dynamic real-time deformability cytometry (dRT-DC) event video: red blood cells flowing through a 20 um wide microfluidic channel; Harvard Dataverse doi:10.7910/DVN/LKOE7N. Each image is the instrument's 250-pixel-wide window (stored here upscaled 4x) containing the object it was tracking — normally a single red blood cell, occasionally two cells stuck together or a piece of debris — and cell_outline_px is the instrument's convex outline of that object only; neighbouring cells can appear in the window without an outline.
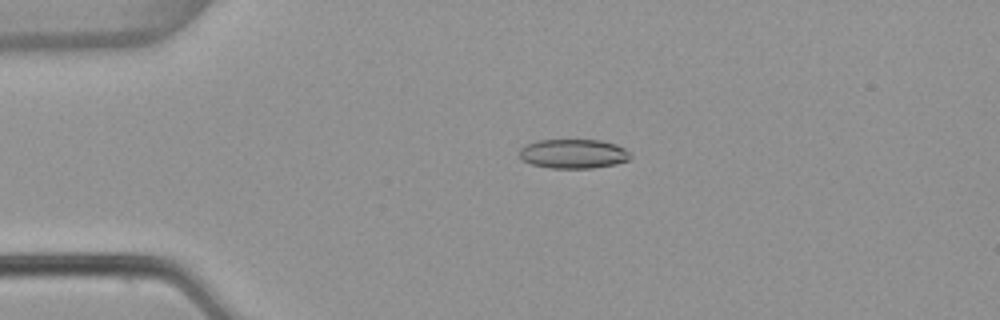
{"species": "common noctule bat (a hibernating species)", "species_latin": "Nyctalus noctula", "temperature_condition": "warm", "stored_images_in_passage": 53, "camera_frame_rate_fps": 3000, "um_per_image_px": 0.085, "animal": {"sex": "female", "body_mass_g": 22.7, "forearm_length_mm": 54.2}, "frame": {"image": 1, "passage_image": 12, "time_ms": 3.667, "image_size_px": [1000, 320], "cell_outline_px": [[632, 156], [628, 160], [616, 164], [592, 168], [548, 168], [532, 164], [520, 160], [520, 148], [536, 140], [600, 140], [616, 144], [624, 148]], "centroid_in_image_um": [48.73, 13.07], "position_along_channel_um": 36.3, "area_um2": 19.02}}
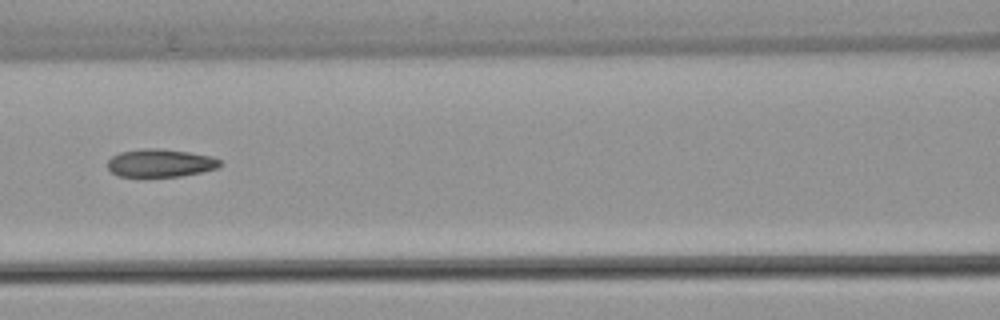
{"frame": {"image": 2, "passage_image": 24, "time_ms": 7.667, "image_size_px": [1000, 320], "cell_outline_px": [[220, 164], [216, 168], [200, 172], [180, 176], [116, 176], [108, 168], [108, 160], [112, 156], [120, 152], [144, 148], [156, 148], [188, 152], [212, 156], [220, 160]], "centroid_in_image_um": [13.6, 13.85], "position_along_channel_um": 153.0, "area_um2": 18.09}}
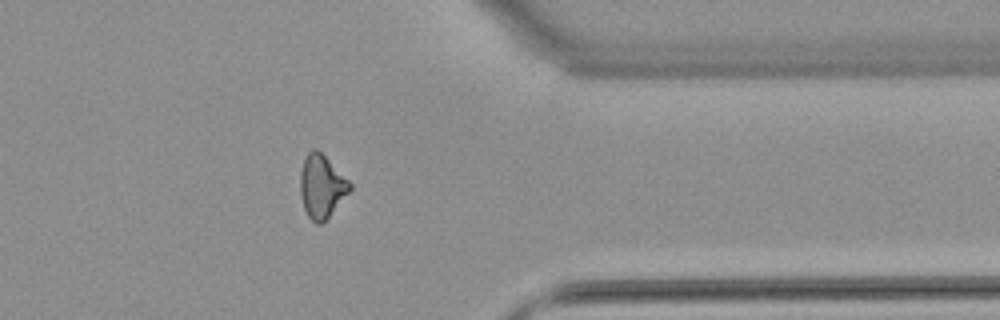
{"frame": {"image": 3, "passage_image": 43, "time_ms": 14.0, "image_size_px": [1000, 320], "cell_outline_px": [[352, 188], [328, 216], [320, 224], [316, 224], [308, 216], [304, 208], [300, 196], [300, 172], [304, 160], [308, 152], [312, 148], [316, 148], [352, 184]], "centroid_in_image_um": [27.31, 15.83], "position_along_channel_um": 384.1, "area_um2": 17.8}, "authors_computed_cell_mechanics": {"area_um2": 18.5538, "velocity_mm_per_s": 3.8484, "shape_relaxation_time_tau1_ms": null, "shape_relaxation_time_tau2_ms": 2.3954, "deformation_change_tau1": null, "deformation_change_tau2": 0.0997}}